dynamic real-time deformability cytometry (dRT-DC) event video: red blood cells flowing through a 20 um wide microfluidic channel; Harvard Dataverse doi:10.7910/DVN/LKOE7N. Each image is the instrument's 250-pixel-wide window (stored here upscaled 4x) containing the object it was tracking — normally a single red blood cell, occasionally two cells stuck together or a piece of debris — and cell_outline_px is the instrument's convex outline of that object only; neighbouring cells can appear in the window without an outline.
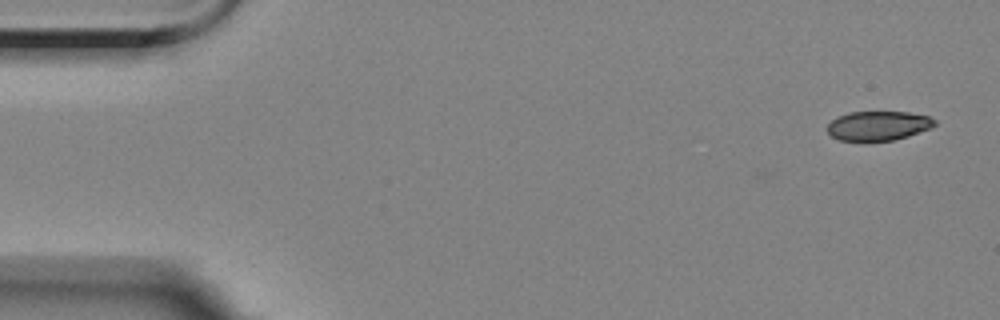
{"species": "Egyptian fruit bat (a non-hibernating species)", "species_latin": "Rousettus aegyptiacus", "temperature_condition": "room temperature", "stored_images_in_passage": 5, "camera_frame_rate_fps": 3000, "um_per_image_px": 0.085, "animal": {"sex": "female"}, "frame": {"image": 1, "passage_image": 1, "time_ms": 0.0, "image_size_px": [1000, 320], "cell_outline_px": [[936, 124], [932, 128], [908, 136], [892, 140], [840, 140], [832, 136], [828, 132], [828, 124], [836, 116], [848, 112], [908, 112], [928, 116], [936, 120]], "centroid_in_image_um": [74.67, 10.67], "position_along_channel_um": 10.3, "area_um2": 18.26}}